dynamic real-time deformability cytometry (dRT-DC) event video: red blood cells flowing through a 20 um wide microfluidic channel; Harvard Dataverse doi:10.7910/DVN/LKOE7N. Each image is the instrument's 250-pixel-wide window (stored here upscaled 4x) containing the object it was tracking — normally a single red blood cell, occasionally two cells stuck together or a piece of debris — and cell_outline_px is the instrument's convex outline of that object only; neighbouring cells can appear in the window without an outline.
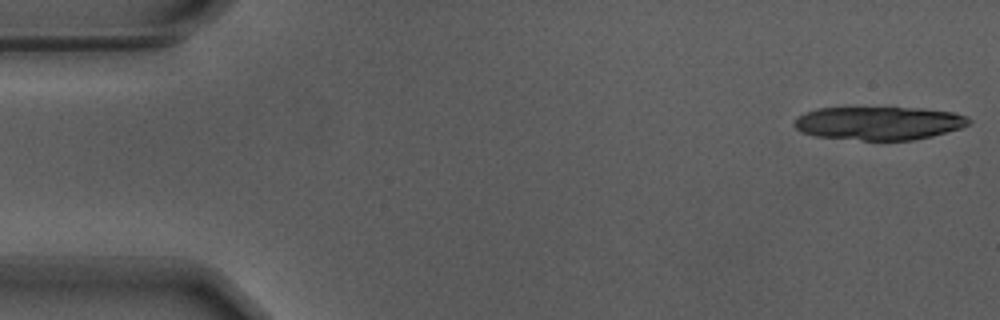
{"species": "Egyptian fruit bat (a non-hibernating species)", "species_latin": "Rousettus aegyptiacus", "temperature_condition": "warm", "stored_images_in_passage": 18, "camera_frame_rate_fps": 3000, "um_per_image_px": 0.085, "animal": {"sex": "male"}, "frame": {"image": 1, "passage_image": 1, "time_ms": 0.0, "image_size_px": [1000, 320], "cell_outline_px": [[972, 120], [968, 124], [960, 128], [932, 136], [912, 140], [860, 140], [816, 136], [800, 132], [792, 124], [800, 116], [808, 112], [820, 108], [924, 108], [952, 112], [968, 116]], "centroid_in_image_um": [74.74, 10.47], "position_along_channel_um": 10.3, "area_um2": 33.76}}